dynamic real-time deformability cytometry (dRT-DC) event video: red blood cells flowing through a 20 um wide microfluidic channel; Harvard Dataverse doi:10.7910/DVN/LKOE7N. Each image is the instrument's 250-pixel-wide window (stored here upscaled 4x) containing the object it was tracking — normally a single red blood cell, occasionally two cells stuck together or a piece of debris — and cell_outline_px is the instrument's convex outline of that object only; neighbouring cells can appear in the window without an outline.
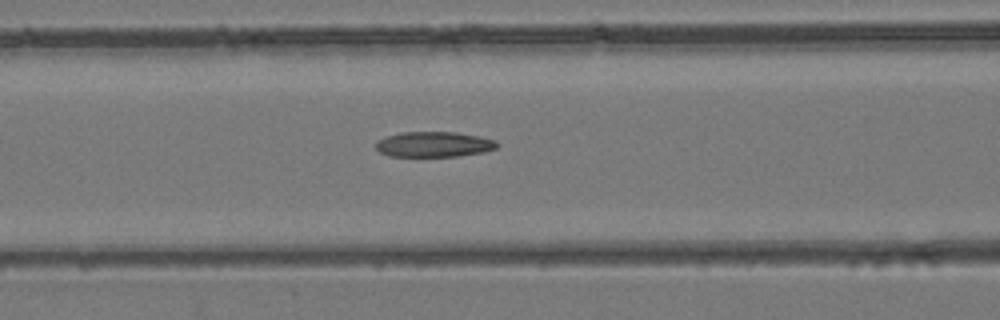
{"species": "common noctule bat (a hibernating species)", "species_latin": "Nyctalus noctula", "temperature_condition": "room temperature", "stored_images_in_passage": 35, "camera_frame_rate_fps": 3000, "um_per_image_px": 0.085, "animal": {"sex": "female", "body_mass_g": 24.6, "forearm_length_mm": 56.2}, "frame": {"image": 1, "passage_image": 8, "time_ms": 2.333, "image_size_px": [1000, 320], "cell_outline_px": [[496, 148], [484, 152], [456, 156], [388, 156], [380, 152], [376, 148], [376, 140], [400, 132], [456, 132], [496, 140]], "centroid_in_image_um": [36.84, 12.27], "position_along_channel_um": 129.8, "area_um2": 17.74}}
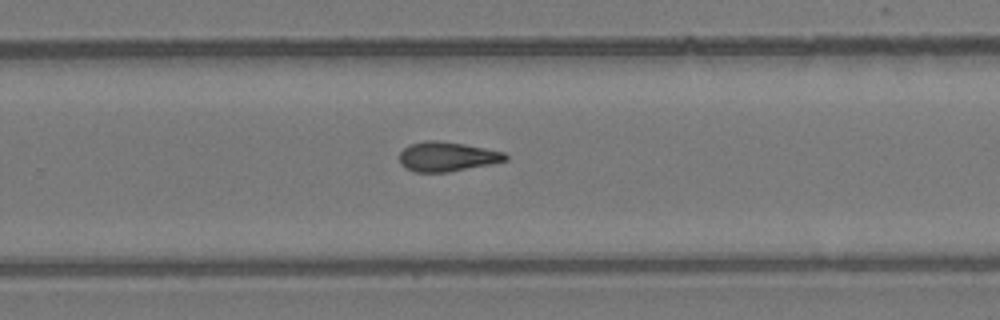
{"frame": {"image": 2, "passage_image": 19, "time_ms": 6.0, "image_size_px": [1000, 320], "cell_outline_px": [[508, 160], [492, 164], [448, 172], [416, 172], [404, 168], [400, 164], [400, 152], [408, 144], [424, 140], [436, 140], [464, 144], [504, 152], [508, 156]], "centroid_in_image_um": [37.98, 13.31], "position_along_channel_um": 291.8, "area_um2": 18.38}}
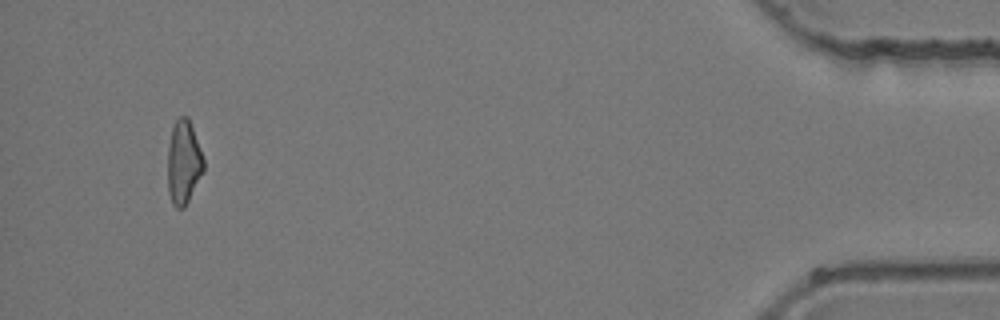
{"frame": {"image": 3, "passage_image": 33, "time_ms": 10.667, "image_size_px": [1000, 320], "cell_outline_px": [[204, 172], [184, 208], [176, 208], [172, 204], [168, 192], [168, 144], [172, 128], [176, 120], [180, 116], [188, 116], [204, 160]], "centroid_in_image_um": [15.6, 13.82], "position_along_channel_um": 419.6, "area_um2": 17.57}}